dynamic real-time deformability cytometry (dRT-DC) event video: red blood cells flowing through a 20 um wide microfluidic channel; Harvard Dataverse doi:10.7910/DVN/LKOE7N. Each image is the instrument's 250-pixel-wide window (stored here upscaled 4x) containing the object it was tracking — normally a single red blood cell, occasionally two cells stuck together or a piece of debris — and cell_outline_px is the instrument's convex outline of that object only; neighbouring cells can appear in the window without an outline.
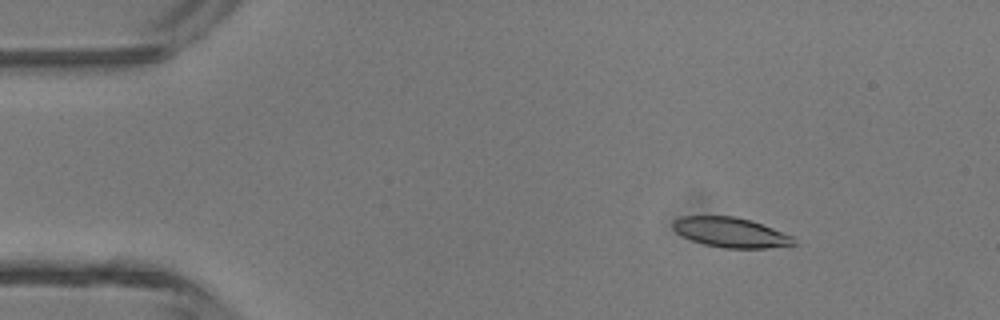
{"species": "common noctule bat (a hibernating species)", "species_latin": "Nyctalus noctula", "temperature_condition": "room temperature", "stored_images_in_passage": 4, "camera_frame_rate_fps": 3000, "um_per_image_px": 0.085, "animal": {"sex": "male", "body_mass_g": 13.3}, "frame": {"image": 1, "passage_image": 2, "time_ms": 0.333, "image_size_px": [1000, 320], "cell_outline_px": [[796, 244], [768, 248], [724, 248], [704, 244], [692, 240], [676, 232], [672, 228], [672, 220], [680, 216], [732, 216], [752, 220], [792, 236]], "centroid_in_image_um": [62.07, 19.74], "position_along_channel_um": 22.9, "area_um2": 20.98}}
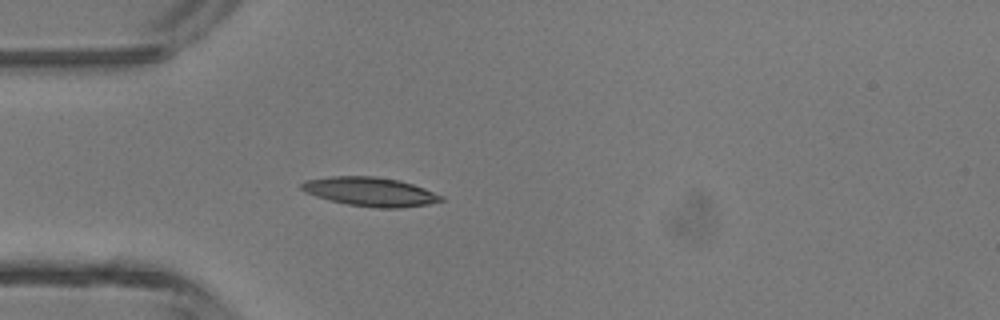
{"frame": {"image": 2, "passage_image": 4, "time_ms": 1.0, "image_size_px": [1000, 320], "cell_outline_px": [[444, 200], [428, 204], [400, 208], [376, 208], [348, 204], [316, 196], [304, 192], [300, 188], [300, 184], [304, 180], [332, 176], [376, 176], [400, 180], [424, 188], [444, 196]], "centroid_in_image_um": [31.47, 16.29], "position_along_channel_um": 53.5, "area_um2": 23.58}}